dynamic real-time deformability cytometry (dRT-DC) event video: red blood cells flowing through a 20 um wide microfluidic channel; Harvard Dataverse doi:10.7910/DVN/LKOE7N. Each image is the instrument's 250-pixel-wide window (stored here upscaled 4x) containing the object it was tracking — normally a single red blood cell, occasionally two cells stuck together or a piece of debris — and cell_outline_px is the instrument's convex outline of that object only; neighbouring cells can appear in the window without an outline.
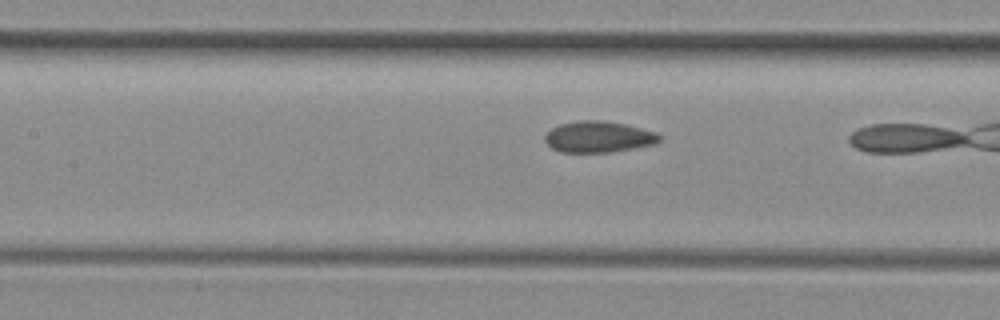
{"species": "common noctule bat (a hibernating species)", "species_latin": "Nyctalus noctula", "temperature_condition": "room temperature", "stored_images_in_passage": 6, "camera_frame_rate_fps": 3000, "um_per_image_px": 0.085, "animal": {"sex": "female", "body_mass_g": 29.2, "forearm_length_mm": 56.3}, "frame": {"image": 1, "passage_image": 5, "time_ms": 1.333, "image_size_px": [1000, 320], "cell_outline_px": [[660, 140], [656, 144], [608, 152], [560, 152], [552, 148], [544, 140], [544, 136], [552, 128], [560, 124], [580, 120], [600, 120], [624, 124], [656, 132], [660, 136]], "centroid_in_image_um": [50.85, 11.63], "position_along_channel_um": 156.5, "area_um2": 20.63}}